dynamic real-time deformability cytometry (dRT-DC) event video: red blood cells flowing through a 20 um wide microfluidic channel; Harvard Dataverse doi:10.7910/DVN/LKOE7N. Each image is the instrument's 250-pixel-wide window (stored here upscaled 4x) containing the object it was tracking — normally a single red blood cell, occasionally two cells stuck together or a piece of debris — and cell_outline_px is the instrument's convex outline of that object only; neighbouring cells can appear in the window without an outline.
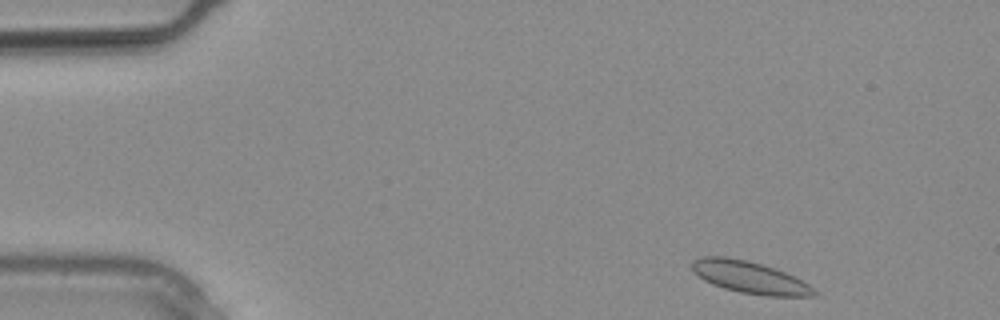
{"species": "common noctule bat (a hibernating species)", "species_latin": "Nyctalus noctula", "temperature_condition": "warm", "stored_images_in_passage": 8, "camera_frame_rate_fps": 3000, "um_per_image_px": 0.085, "animal": {"sex": "male", "body_mass_g": 20.4}, "frame": {"image": 1, "passage_image": 1, "time_ms": 0.0, "image_size_px": [1000, 320], "cell_outline_px": [[816, 296], [764, 296], [740, 292], [724, 288], [712, 284], [704, 280], [692, 268], [692, 260], [700, 256], [724, 256], [744, 260], [776, 268], [808, 284], [816, 292]], "centroid_in_image_um": [63.7, 23.57], "position_along_channel_um": 21.3, "area_um2": 22.48}}
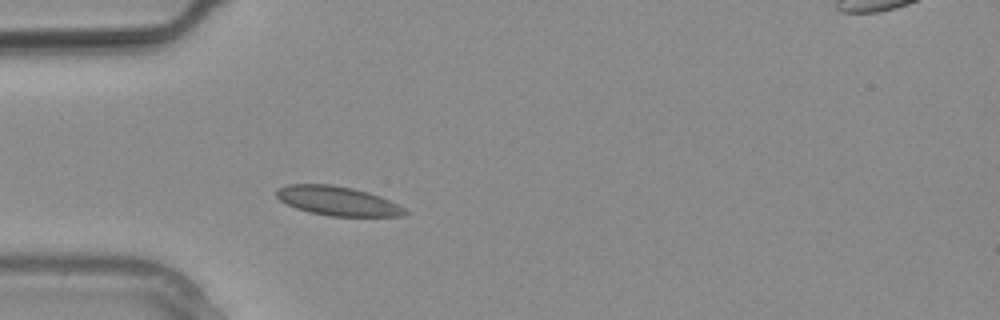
{"frame": {"image": 2, "passage_image": 6, "time_ms": 1.667, "image_size_px": [1000, 320], "cell_outline_px": [[408, 212], [400, 216], [332, 216], [312, 212], [296, 208], [280, 200], [276, 196], [276, 188], [288, 184], [332, 184], [352, 188], [368, 192], [380, 196], [404, 208]], "centroid_in_image_um": [28.66, 17.06], "position_along_channel_um": 56.3, "area_um2": 21.62}}
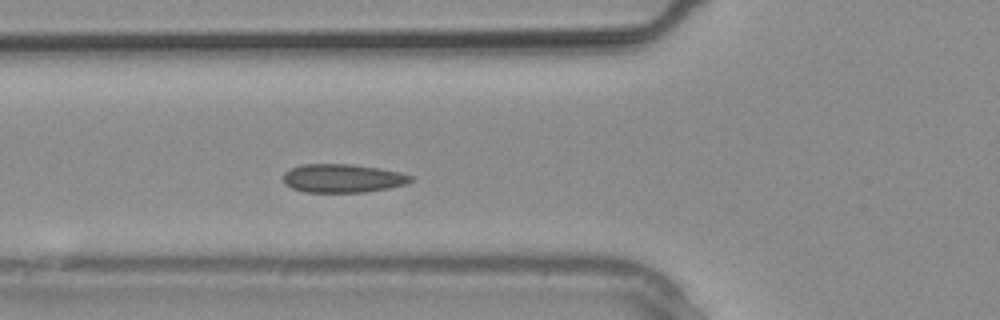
{"frame": {"image": 3, "passage_image": 8, "time_ms": 2.333, "image_size_px": [1000, 320], "cell_outline_px": [[412, 180], [404, 184], [388, 188], [364, 192], [304, 192], [292, 188], [284, 184], [284, 172], [288, 168], [300, 164], [352, 164], [400, 172], [412, 176]], "centroid_in_image_um": [29.06, 15.15], "position_along_channel_um": 96.7, "area_um2": 21.15}}